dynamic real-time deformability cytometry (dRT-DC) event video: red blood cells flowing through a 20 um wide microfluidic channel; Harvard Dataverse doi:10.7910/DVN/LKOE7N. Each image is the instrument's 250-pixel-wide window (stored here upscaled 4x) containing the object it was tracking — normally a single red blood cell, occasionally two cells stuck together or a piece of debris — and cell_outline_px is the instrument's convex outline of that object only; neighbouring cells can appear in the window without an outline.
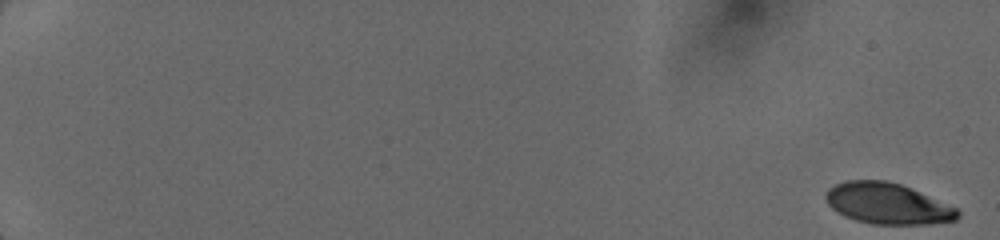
{"species": "human", "species_latin": "Homo sapiens", "temperature_condition": "cold", "stored_images_in_passage": 73, "camera_frame_rate_fps": 3000, "um_per_image_px": 0.085, "donor": {"sex": "female"}, "frame": {"image": 1, "passage_image": 1, "time_ms": 0.0, "image_size_px": [1000, 240], "cell_outline_px": [[960, 216], [956, 220], [932, 224], [872, 224], [856, 220], [844, 216], [832, 208], [828, 204], [824, 196], [824, 192], [828, 188], [844, 180], [888, 180], [900, 184], [956, 208], [960, 212]], "centroid_in_image_um": [75.4, 17.3], "position_along_channel_um": 9.6, "area_um2": 31.44}}
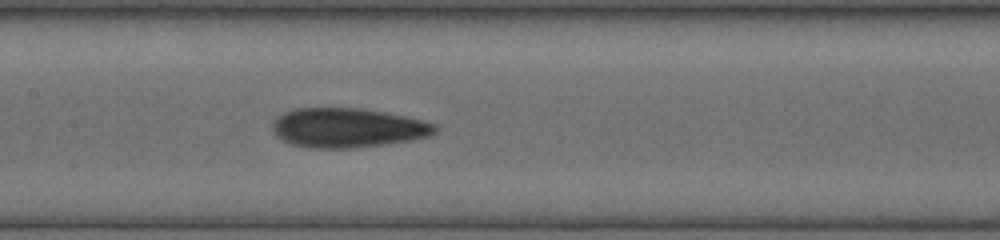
{"frame": {"image": 2, "passage_image": 49, "time_ms": 9.333, "image_size_px": [1000, 240], "cell_outline_px": [[436, 132], [428, 136], [412, 140], [384, 144], [352, 148], [308, 148], [292, 144], [276, 136], [272, 132], [272, 124], [284, 112], [296, 108], [360, 108], [384, 112], [404, 116], [436, 124]], "centroid_in_image_um": [29.53, 10.87], "position_along_channel_um": 177.9, "area_um2": 37.17}}
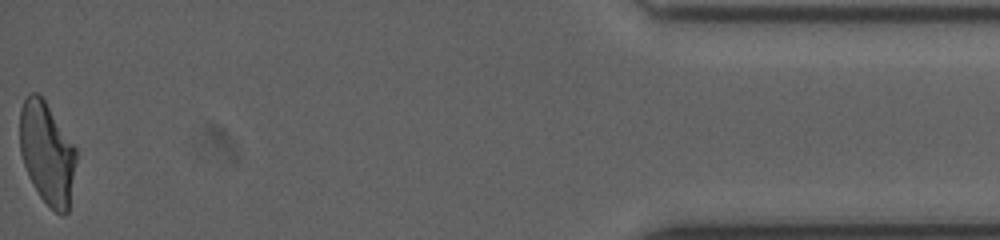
{"frame": {"image": 3, "passage_image": 72, "time_ms": 17.0, "image_size_px": [1000, 240], "cell_outline_px": [[76, 160], [68, 212], [64, 216], [60, 216], [40, 196], [32, 184], [28, 176], [20, 152], [20, 108], [24, 100], [32, 92], [36, 92], [44, 100], [76, 148]], "centroid_in_image_um": [3.99, 13.04], "position_along_channel_um": 431.2, "area_um2": 33.18}}